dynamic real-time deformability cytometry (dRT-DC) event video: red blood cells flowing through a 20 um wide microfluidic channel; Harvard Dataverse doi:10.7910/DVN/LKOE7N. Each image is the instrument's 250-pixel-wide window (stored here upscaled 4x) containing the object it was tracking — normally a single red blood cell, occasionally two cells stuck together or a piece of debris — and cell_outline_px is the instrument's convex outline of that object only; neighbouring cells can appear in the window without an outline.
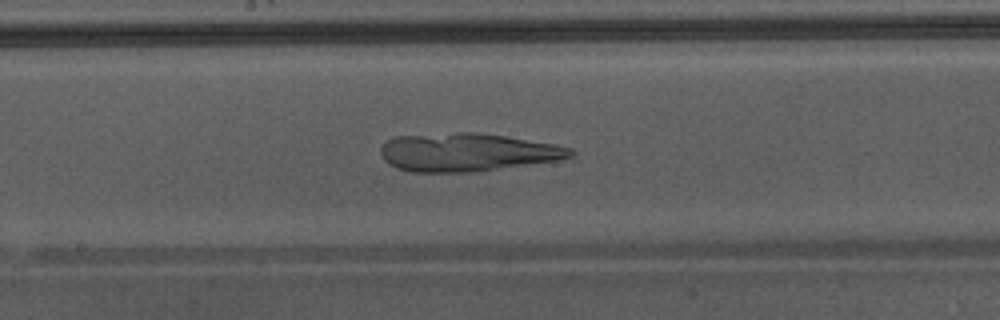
{"species": "Egyptian fruit bat (a non-hibernating species)", "species_latin": "Rousettus aegyptiacus", "temperature_condition": "warm", "stored_images_in_passage": 49, "camera_frame_rate_fps": 3000, "um_per_image_px": 0.085, "animal": {"sex": "male"}, "frame": {"image": 1, "passage_image": 28, "time_ms": 9.0, "image_size_px": [1000, 320], "cell_outline_px": [[576, 152], [572, 156], [556, 160], [468, 172], [412, 172], [396, 168], [388, 164], [384, 160], [380, 152], [380, 148], [392, 136], [460, 132], [476, 132], [504, 136], [552, 144], [572, 148]], "centroid_in_image_um": [39.63, 12.93], "position_along_channel_um": 208.6, "area_um2": 41.79}}